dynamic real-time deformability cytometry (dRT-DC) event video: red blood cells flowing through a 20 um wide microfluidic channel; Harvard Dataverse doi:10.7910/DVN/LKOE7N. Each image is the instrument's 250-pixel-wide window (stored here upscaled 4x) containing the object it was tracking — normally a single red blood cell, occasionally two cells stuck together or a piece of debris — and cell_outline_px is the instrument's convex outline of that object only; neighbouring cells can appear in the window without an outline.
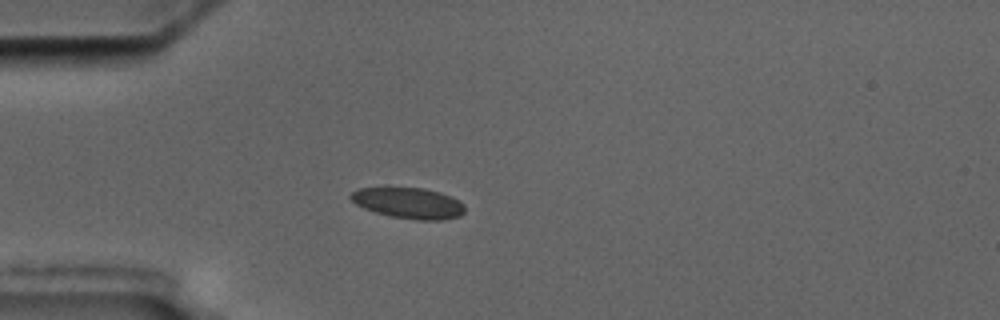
{"species": "common noctule bat (a hibernating species)", "species_latin": "Nyctalus noctula", "temperature_condition": "cold", "stored_images_in_passage": 8, "camera_frame_rate_fps": 3000, "um_per_image_px": 0.085, "animal": {"sex": "male", "body_mass_g": 17.5, "forearm_length_mm": 52.3}, "frame": {"image": 1, "passage_image": 1, "time_ms": 0.0, "image_size_px": [1000, 320], "cell_outline_px": [[464, 212], [460, 216], [444, 220], [416, 220], [392, 216], [376, 212], [364, 208], [356, 204], [348, 196], [356, 188], [384, 184], [424, 188], [440, 192], [452, 196], [460, 200], [464, 204]], "centroid_in_image_um": [34.68, 17.19], "position_along_channel_um": 50.3, "area_um2": 21.56}}
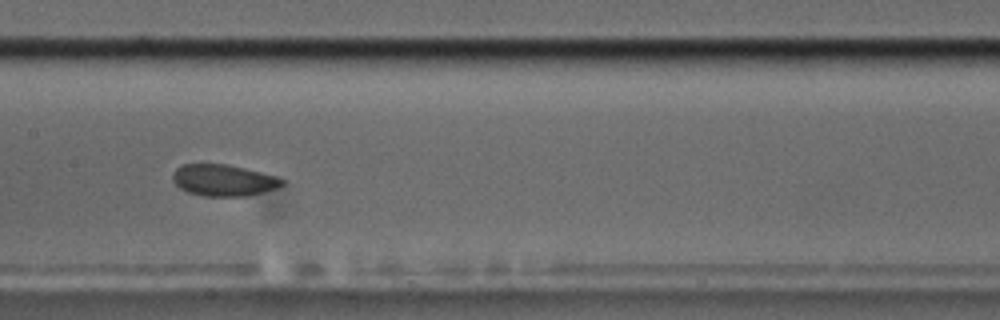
{"frame": {"image": 2, "passage_image": 5, "time_ms": 4.333, "image_size_px": [1000, 320], "cell_outline_px": [[284, 184], [276, 188], [248, 196], [204, 196], [188, 192], [180, 188], [172, 180], [172, 176], [176, 168], [184, 164], [228, 164], [276, 176], [284, 180]], "centroid_in_image_um": [18.99, 15.32], "position_along_channel_um": 188.4, "area_um2": 20.0}}
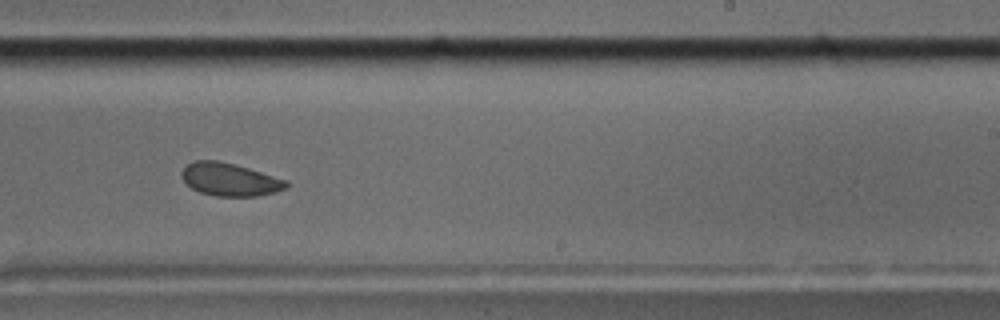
{"frame": {"image": 3, "passage_image": 7, "time_ms": 6.667, "image_size_px": [1000, 320], "cell_outline_px": [[288, 184], [284, 188], [276, 192], [256, 196], [216, 196], [200, 192], [192, 188], [180, 176], [180, 172], [188, 164], [196, 160], [220, 160], [248, 168], [288, 180]], "centroid_in_image_um": [19.52, 15.25], "position_along_channel_um": 269.5, "area_um2": 19.94}}